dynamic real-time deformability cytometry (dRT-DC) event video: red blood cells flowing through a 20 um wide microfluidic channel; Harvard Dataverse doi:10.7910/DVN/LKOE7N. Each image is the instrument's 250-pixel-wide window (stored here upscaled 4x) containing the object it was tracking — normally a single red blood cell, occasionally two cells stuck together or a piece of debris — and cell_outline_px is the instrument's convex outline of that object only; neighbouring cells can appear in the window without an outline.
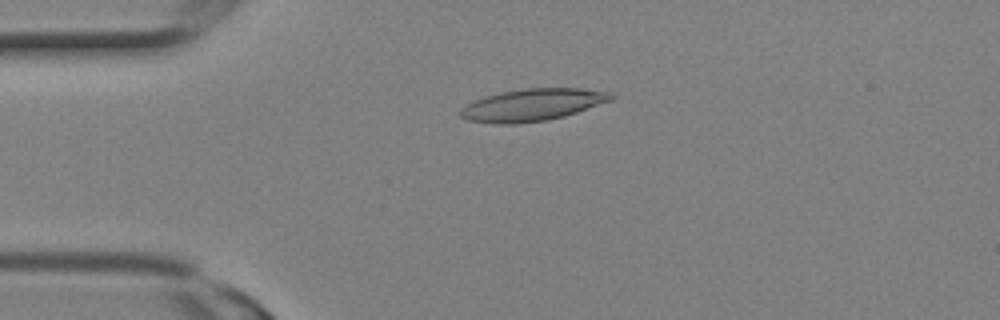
{"species": "Egyptian fruit bat (a non-hibernating species)", "species_latin": "Rousettus aegyptiacus", "temperature_condition": "room temperature", "stored_images_in_passage": 12, "camera_frame_rate_fps": 3000, "um_per_image_px": 0.085, "animal": {"sex": "female"}, "frame": {"image": 1, "passage_image": 4, "time_ms": 1.0, "image_size_px": [1000, 320], "cell_outline_px": [[616, 96], [612, 100], [564, 116], [548, 120], [516, 124], [496, 124], [468, 120], [460, 116], [460, 108], [484, 96], [504, 92], [528, 88], [580, 88], [612, 92]], "centroid_in_image_um": [45.28, 8.92], "position_along_channel_um": 39.7, "area_um2": 28.09}}
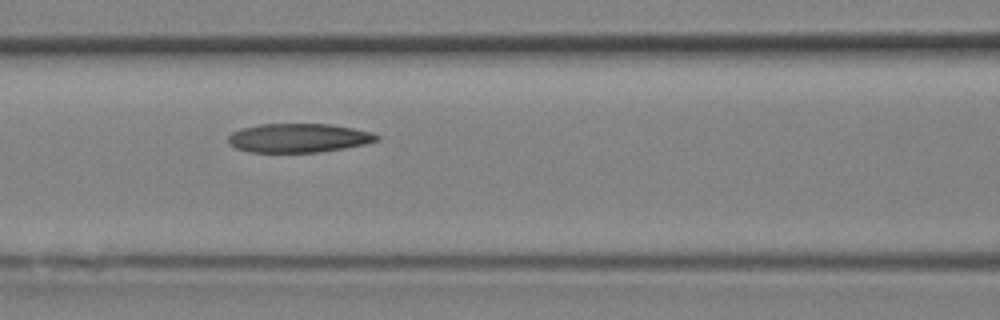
{"frame": {"image": 2, "passage_image": 9, "time_ms": 2.667, "image_size_px": [1000, 320], "cell_outline_px": [[380, 140], [364, 144], [344, 148], [320, 152], [248, 152], [236, 148], [228, 144], [228, 136], [232, 132], [244, 128], [260, 124], [332, 124], [372, 132], [380, 136]], "centroid_in_image_um": [25.38, 11.73], "position_along_channel_um": 141.2, "area_um2": 25.09}}
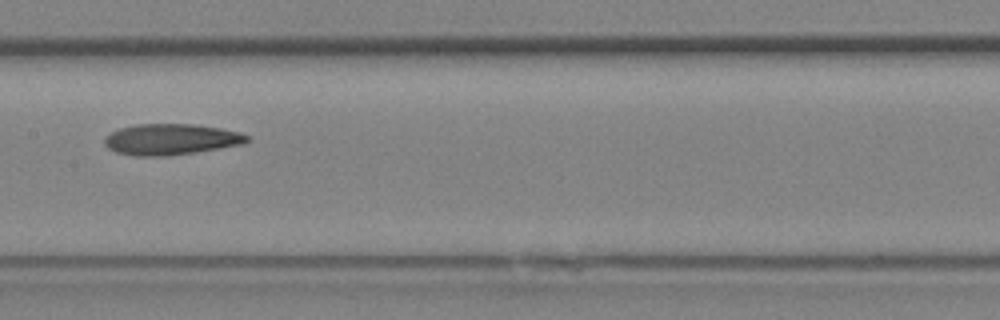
{"frame": {"image": 3, "passage_image": 11, "time_ms": 3.333, "image_size_px": [1000, 320], "cell_outline_px": [[252, 140], [244, 144], [196, 152], [168, 156], [136, 156], [116, 152], [108, 148], [104, 144], [104, 136], [120, 128], [136, 124], [196, 124], [220, 128], [240, 132], [248, 136]], "centroid_in_image_um": [14.54, 11.84], "position_along_channel_um": 192.9, "area_um2": 25.95}}